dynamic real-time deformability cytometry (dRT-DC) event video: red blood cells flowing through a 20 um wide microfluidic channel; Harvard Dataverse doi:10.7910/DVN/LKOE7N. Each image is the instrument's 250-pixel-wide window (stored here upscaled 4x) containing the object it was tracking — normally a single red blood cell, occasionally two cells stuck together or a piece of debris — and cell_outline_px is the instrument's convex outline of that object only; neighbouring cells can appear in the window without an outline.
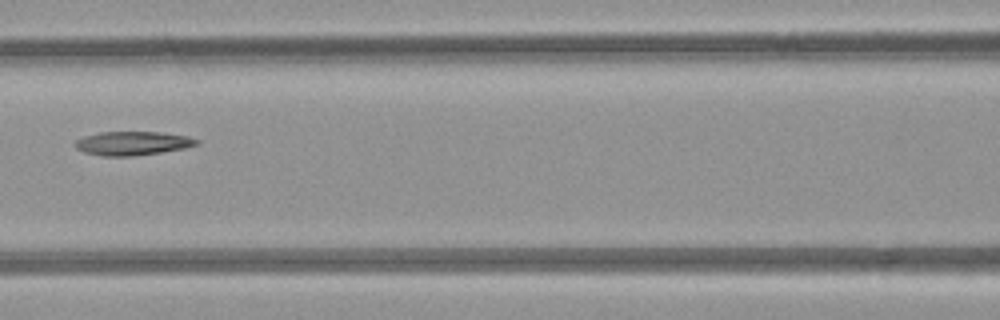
{"species": "common noctule bat (a hibernating species)", "species_latin": "Nyctalus noctula", "temperature_condition": "room temperature", "stored_images_in_passage": 10, "camera_frame_rate_fps": 3000, "um_per_image_px": 0.085, "animal": {"sex": "female", "body_mass_g": 21.9}, "frame": {"image": 1, "passage_image": 10, "time_ms": 11.333, "image_size_px": [1000, 320], "cell_outline_px": [[200, 144], [184, 148], [160, 152], [132, 156], [104, 156], [84, 152], [76, 148], [72, 144], [76, 140], [84, 136], [100, 132], [156, 132], [188, 136], [200, 140]], "centroid_in_image_um": [11.25, 12.18], "position_along_channel_um": 155.3, "area_um2": 16.82}}